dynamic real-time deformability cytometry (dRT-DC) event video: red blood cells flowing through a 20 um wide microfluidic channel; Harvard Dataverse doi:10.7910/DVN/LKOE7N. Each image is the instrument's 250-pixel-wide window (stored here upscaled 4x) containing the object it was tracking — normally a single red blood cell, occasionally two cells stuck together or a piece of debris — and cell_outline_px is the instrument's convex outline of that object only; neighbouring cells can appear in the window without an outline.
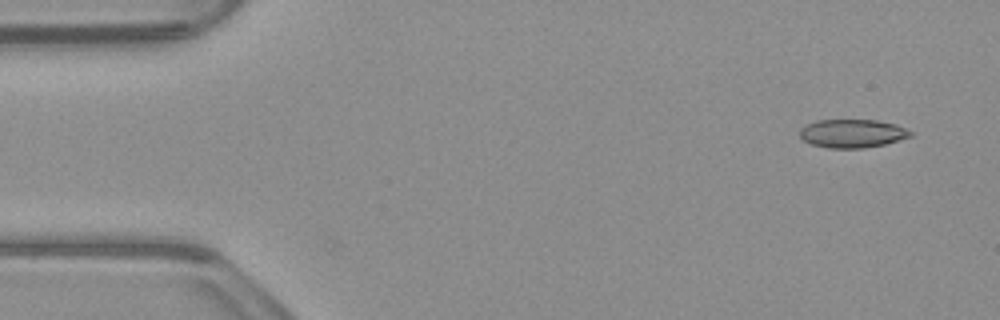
{"species": "common noctule bat (a hibernating species)", "species_latin": "Nyctalus noctula", "temperature_condition": "warm", "stored_images_in_passage": 2, "camera_frame_rate_fps": 3000, "um_per_image_px": 0.085, "animal": {"sex": "male", "body_mass_g": 23.1, "forearm_length_mm": 52.7}, "frame": {"image": 1, "passage_image": 1, "time_ms": 0.0, "image_size_px": [1000, 320], "cell_outline_px": [[912, 136], [900, 140], [884, 144], [864, 148], [828, 148], [812, 144], [804, 140], [800, 136], [800, 128], [816, 120], [876, 120], [896, 124], [912, 132]], "centroid_in_image_um": [72.45, 11.34], "position_along_channel_um": 12.5, "area_um2": 18.26}}